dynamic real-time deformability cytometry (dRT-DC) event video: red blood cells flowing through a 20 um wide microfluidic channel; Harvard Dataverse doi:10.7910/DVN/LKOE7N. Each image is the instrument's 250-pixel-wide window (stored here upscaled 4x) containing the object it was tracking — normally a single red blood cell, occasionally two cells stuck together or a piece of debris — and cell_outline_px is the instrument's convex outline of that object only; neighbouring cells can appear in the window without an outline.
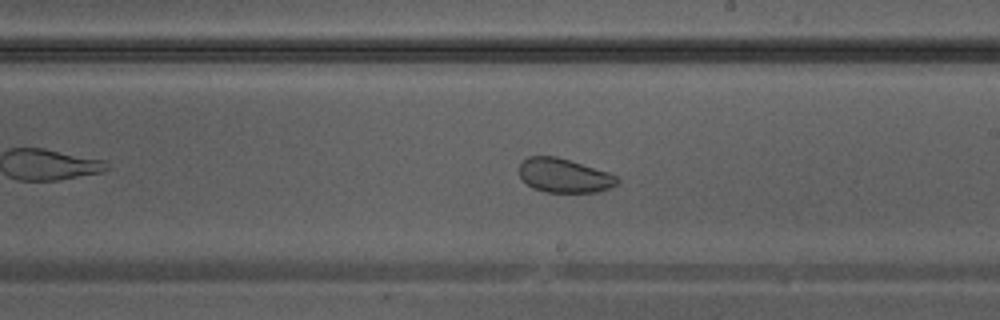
{"species": "Egyptian fruit bat (a non-hibernating species)", "species_latin": "Rousettus aegyptiacus", "temperature_condition": "warm", "stored_images_in_passage": 42, "camera_frame_rate_fps": 3000, "um_per_image_px": 0.085, "animal": {"sex": "male"}, "frame": {"image": 1, "passage_image": 24, "time_ms": 7.667, "image_size_px": [1000, 320], "cell_outline_px": [[620, 180], [616, 184], [600, 192], [544, 192], [532, 188], [520, 176], [520, 164], [528, 156], [556, 156], [608, 172], [616, 176]], "centroid_in_image_um": [47.95, 14.93], "position_along_channel_um": 241.0, "area_um2": 19.31}}